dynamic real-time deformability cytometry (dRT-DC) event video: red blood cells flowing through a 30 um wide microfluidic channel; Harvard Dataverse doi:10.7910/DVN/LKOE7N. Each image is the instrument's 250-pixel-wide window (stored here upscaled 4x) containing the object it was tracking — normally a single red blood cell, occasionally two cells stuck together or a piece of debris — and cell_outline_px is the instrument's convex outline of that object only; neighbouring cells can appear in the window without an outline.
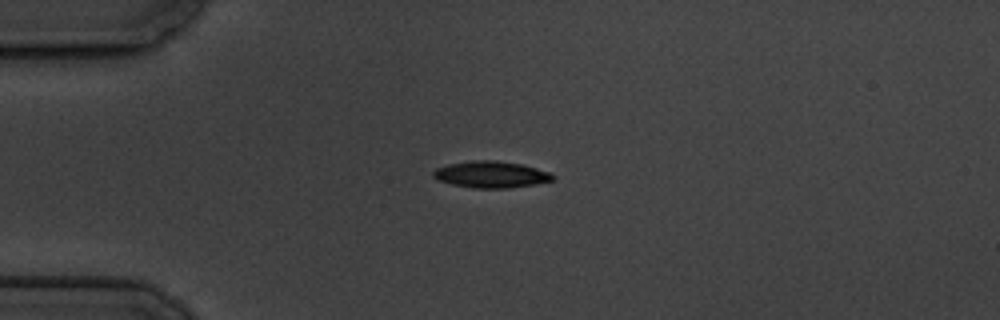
{"species": "common noctule bat (a hibernating species)", "species_latin": "Nyctalus noctula", "temperature_condition": "cold", "stored_images_in_passage": 5, "camera_frame_rate_fps": 3000, "um_per_image_px": 0.085, "animal": {"sex": "male", "body_mass_g": 19.5, "forearm_length_mm": 54.6}, "frame": {"image": 1, "passage_image": 4, "time_ms": 3.667, "image_size_px": [1000, 320], "cell_outline_px": [[556, 180], [536, 184], [508, 188], [472, 188], [452, 184], [440, 180], [432, 176], [432, 172], [436, 168], [448, 164], [472, 160], [496, 160], [520, 164], [552, 172], [556, 176]], "centroid_in_image_um": [41.78, 14.83], "position_along_channel_um": 43.2, "area_um2": 18.67}}